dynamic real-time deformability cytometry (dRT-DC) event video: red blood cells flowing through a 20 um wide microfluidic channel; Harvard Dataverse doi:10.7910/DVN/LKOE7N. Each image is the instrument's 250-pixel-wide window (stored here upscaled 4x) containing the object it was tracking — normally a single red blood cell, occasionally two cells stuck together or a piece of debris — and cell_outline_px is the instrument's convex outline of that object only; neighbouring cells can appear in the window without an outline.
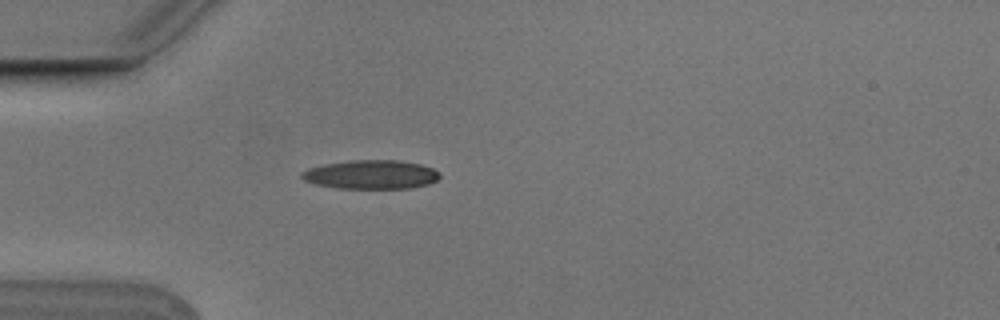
{"species": "Egyptian fruit bat (a non-hibernating species)", "species_latin": "Rousettus aegyptiacus", "temperature_condition": "cold", "stored_images_in_passage": 3, "camera_frame_rate_fps": 3000, "um_per_image_px": 0.085, "animal": {"sex": "male"}, "frame": {"image": 1, "passage_image": 3, "time_ms": 0.667, "image_size_px": [1000, 320], "cell_outline_px": [[440, 176], [436, 180], [428, 184], [412, 188], [336, 188], [316, 184], [304, 180], [300, 176], [300, 172], [308, 168], [324, 164], [352, 160], [400, 160], [420, 164], [432, 168], [440, 172]], "centroid_in_image_um": [31.53, 14.83], "position_along_channel_um": 53.5, "area_um2": 23.29}}